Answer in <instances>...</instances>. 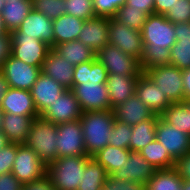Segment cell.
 I'll return each mask as SVG.
<instances>
[{"instance_id": "7bdbcfd3", "label": "cell", "mask_w": 190, "mask_h": 190, "mask_svg": "<svg viewBox=\"0 0 190 190\" xmlns=\"http://www.w3.org/2000/svg\"><path fill=\"white\" fill-rule=\"evenodd\" d=\"M23 184L10 172L0 174V190H22Z\"/></svg>"}, {"instance_id": "1f68e13d", "label": "cell", "mask_w": 190, "mask_h": 190, "mask_svg": "<svg viewBox=\"0 0 190 190\" xmlns=\"http://www.w3.org/2000/svg\"><path fill=\"white\" fill-rule=\"evenodd\" d=\"M183 179L175 168L156 170L144 190H182Z\"/></svg>"}, {"instance_id": "e575fe53", "label": "cell", "mask_w": 190, "mask_h": 190, "mask_svg": "<svg viewBox=\"0 0 190 190\" xmlns=\"http://www.w3.org/2000/svg\"><path fill=\"white\" fill-rule=\"evenodd\" d=\"M170 64L181 70L190 68V40H177L172 45Z\"/></svg>"}, {"instance_id": "6f0895ef", "label": "cell", "mask_w": 190, "mask_h": 190, "mask_svg": "<svg viewBox=\"0 0 190 190\" xmlns=\"http://www.w3.org/2000/svg\"><path fill=\"white\" fill-rule=\"evenodd\" d=\"M5 5V1L4 0H0V13L2 11V8L4 7Z\"/></svg>"}, {"instance_id": "681fc988", "label": "cell", "mask_w": 190, "mask_h": 190, "mask_svg": "<svg viewBox=\"0 0 190 190\" xmlns=\"http://www.w3.org/2000/svg\"><path fill=\"white\" fill-rule=\"evenodd\" d=\"M177 0H154V13L164 15Z\"/></svg>"}, {"instance_id": "4dcf8cb0", "label": "cell", "mask_w": 190, "mask_h": 190, "mask_svg": "<svg viewBox=\"0 0 190 190\" xmlns=\"http://www.w3.org/2000/svg\"><path fill=\"white\" fill-rule=\"evenodd\" d=\"M159 117L164 122L190 135V107L186 102L171 103Z\"/></svg>"}, {"instance_id": "e0dca14e", "label": "cell", "mask_w": 190, "mask_h": 190, "mask_svg": "<svg viewBox=\"0 0 190 190\" xmlns=\"http://www.w3.org/2000/svg\"><path fill=\"white\" fill-rule=\"evenodd\" d=\"M155 171V167L149 164L140 152L131 151L122 168L109 175L108 178H118L124 181L131 180L145 185Z\"/></svg>"}, {"instance_id": "816d5d0a", "label": "cell", "mask_w": 190, "mask_h": 190, "mask_svg": "<svg viewBox=\"0 0 190 190\" xmlns=\"http://www.w3.org/2000/svg\"><path fill=\"white\" fill-rule=\"evenodd\" d=\"M9 84L5 78V75L0 71V106L2 100L9 89Z\"/></svg>"}, {"instance_id": "83f0119b", "label": "cell", "mask_w": 190, "mask_h": 190, "mask_svg": "<svg viewBox=\"0 0 190 190\" xmlns=\"http://www.w3.org/2000/svg\"><path fill=\"white\" fill-rule=\"evenodd\" d=\"M108 176L106 169L94 157H88L77 190H100L106 186Z\"/></svg>"}, {"instance_id": "d6986e66", "label": "cell", "mask_w": 190, "mask_h": 190, "mask_svg": "<svg viewBox=\"0 0 190 190\" xmlns=\"http://www.w3.org/2000/svg\"><path fill=\"white\" fill-rule=\"evenodd\" d=\"M67 89L56 82L51 77L44 75L42 72L37 81L30 89L35 107L40 115L51 103L55 102L57 98Z\"/></svg>"}, {"instance_id": "3957f363", "label": "cell", "mask_w": 190, "mask_h": 190, "mask_svg": "<svg viewBox=\"0 0 190 190\" xmlns=\"http://www.w3.org/2000/svg\"><path fill=\"white\" fill-rule=\"evenodd\" d=\"M114 121L112 110H96L82 113L80 122L87 156L93 157L101 149L109 145L108 140Z\"/></svg>"}, {"instance_id": "bcb514c9", "label": "cell", "mask_w": 190, "mask_h": 190, "mask_svg": "<svg viewBox=\"0 0 190 190\" xmlns=\"http://www.w3.org/2000/svg\"><path fill=\"white\" fill-rule=\"evenodd\" d=\"M12 37L10 33L0 35V68L11 55Z\"/></svg>"}, {"instance_id": "ee69618b", "label": "cell", "mask_w": 190, "mask_h": 190, "mask_svg": "<svg viewBox=\"0 0 190 190\" xmlns=\"http://www.w3.org/2000/svg\"><path fill=\"white\" fill-rule=\"evenodd\" d=\"M174 168L183 180L190 181V151L175 162Z\"/></svg>"}, {"instance_id": "9c48e42d", "label": "cell", "mask_w": 190, "mask_h": 190, "mask_svg": "<svg viewBox=\"0 0 190 190\" xmlns=\"http://www.w3.org/2000/svg\"><path fill=\"white\" fill-rule=\"evenodd\" d=\"M108 41L110 45L116 46L122 52L132 55L139 62L141 61L144 45L140 31L127 27L113 17L110 18Z\"/></svg>"}, {"instance_id": "f546056e", "label": "cell", "mask_w": 190, "mask_h": 190, "mask_svg": "<svg viewBox=\"0 0 190 190\" xmlns=\"http://www.w3.org/2000/svg\"><path fill=\"white\" fill-rule=\"evenodd\" d=\"M130 152V149L107 145L93 157L106 169L107 174L111 175L122 168V166L125 164V161L129 158Z\"/></svg>"}, {"instance_id": "9f6ffc18", "label": "cell", "mask_w": 190, "mask_h": 190, "mask_svg": "<svg viewBox=\"0 0 190 190\" xmlns=\"http://www.w3.org/2000/svg\"><path fill=\"white\" fill-rule=\"evenodd\" d=\"M2 121H3V111L0 108V130L2 129Z\"/></svg>"}, {"instance_id": "f6af8a7d", "label": "cell", "mask_w": 190, "mask_h": 190, "mask_svg": "<svg viewBox=\"0 0 190 190\" xmlns=\"http://www.w3.org/2000/svg\"><path fill=\"white\" fill-rule=\"evenodd\" d=\"M22 190H56L47 175L34 182L23 184Z\"/></svg>"}, {"instance_id": "9a60e30c", "label": "cell", "mask_w": 190, "mask_h": 190, "mask_svg": "<svg viewBox=\"0 0 190 190\" xmlns=\"http://www.w3.org/2000/svg\"><path fill=\"white\" fill-rule=\"evenodd\" d=\"M135 95L155 114L161 115L172 103L144 72L136 83Z\"/></svg>"}, {"instance_id": "30bf717a", "label": "cell", "mask_w": 190, "mask_h": 190, "mask_svg": "<svg viewBox=\"0 0 190 190\" xmlns=\"http://www.w3.org/2000/svg\"><path fill=\"white\" fill-rule=\"evenodd\" d=\"M10 35L12 37L11 55L28 65L42 67L51 47L41 40L20 35L16 30Z\"/></svg>"}, {"instance_id": "ac0fdd59", "label": "cell", "mask_w": 190, "mask_h": 190, "mask_svg": "<svg viewBox=\"0 0 190 190\" xmlns=\"http://www.w3.org/2000/svg\"><path fill=\"white\" fill-rule=\"evenodd\" d=\"M110 18L94 17L84 21L78 40L97 53L109 44Z\"/></svg>"}, {"instance_id": "4fadbf2b", "label": "cell", "mask_w": 190, "mask_h": 190, "mask_svg": "<svg viewBox=\"0 0 190 190\" xmlns=\"http://www.w3.org/2000/svg\"><path fill=\"white\" fill-rule=\"evenodd\" d=\"M82 113L74 93L67 89L40 114V117L58 125L80 120Z\"/></svg>"}, {"instance_id": "680465c9", "label": "cell", "mask_w": 190, "mask_h": 190, "mask_svg": "<svg viewBox=\"0 0 190 190\" xmlns=\"http://www.w3.org/2000/svg\"><path fill=\"white\" fill-rule=\"evenodd\" d=\"M100 190H109L107 186H104L103 188H101Z\"/></svg>"}, {"instance_id": "cb8c5ba5", "label": "cell", "mask_w": 190, "mask_h": 190, "mask_svg": "<svg viewBox=\"0 0 190 190\" xmlns=\"http://www.w3.org/2000/svg\"><path fill=\"white\" fill-rule=\"evenodd\" d=\"M34 118L3 113L2 129L10 143L25 144Z\"/></svg>"}, {"instance_id": "ab89813d", "label": "cell", "mask_w": 190, "mask_h": 190, "mask_svg": "<svg viewBox=\"0 0 190 190\" xmlns=\"http://www.w3.org/2000/svg\"><path fill=\"white\" fill-rule=\"evenodd\" d=\"M126 0H93L96 17L113 18Z\"/></svg>"}, {"instance_id": "d4e9b609", "label": "cell", "mask_w": 190, "mask_h": 190, "mask_svg": "<svg viewBox=\"0 0 190 190\" xmlns=\"http://www.w3.org/2000/svg\"><path fill=\"white\" fill-rule=\"evenodd\" d=\"M84 21L81 18L69 14H63L54 19V47L60 43L78 40Z\"/></svg>"}, {"instance_id": "f907efd6", "label": "cell", "mask_w": 190, "mask_h": 190, "mask_svg": "<svg viewBox=\"0 0 190 190\" xmlns=\"http://www.w3.org/2000/svg\"><path fill=\"white\" fill-rule=\"evenodd\" d=\"M185 101L190 100V68L182 70Z\"/></svg>"}, {"instance_id": "603a6c76", "label": "cell", "mask_w": 190, "mask_h": 190, "mask_svg": "<svg viewBox=\"0 0 190 190\" xmlns=\"http://www.w3.org/2000/svg\"><path fill=\"white\" fill-rule=\"evenodd\" d=\"M138 77L108 74L106 85L109 92L110 110L135 95Z\"/></svg>"}, {"instance_id": "91938a15", "label": "cell", "mask_w": 190, "mask_h": 190, "mask_svg": "<svg viewBox=\"0 0 190 190\" xmlns=\"http://www.w3.org/2000/svg\"><path fill=\"white\" fill-rule=\"evenodd\" d=\"M187 104H188V106L190 107V100H187V101H185Z\"/></svg>"}, {"instance_id": "7402d4cb", "label": "cell", "mask_w": 190, "mask_h": 190, "mask_svg": "<svg viewBox=\"0 0 190 190\" xmlns=\"http://www.w3.org/2000/svg\"><path fill=\"white\" fill-rule=\"evenodd\" d=\"M115 120L134 126L150 119L154 113L136 95L112 109Z\"/></svg>"}, {"instance_id": "ba28073f", "label": "cell", "mask_w": 190, "mask_h": 190, "mask_svg": "<svg viewBox=\"0 0 190 190\" xmlns=\"http://www.w3.org/2000/svg\"><path fill=\"white\" fill-rule=\"evenodd\" d=\"M11 173L22 183H30L46 175V164L26 144L17 143V153Z\"/></svg>"}, {"instance_id": "7c38bea8", "label": "cell", "mask_w": 190, "mask_h": 190, "mask_svg": "<svg viewBox=\"0 0 190 190\" xmlns=\"http://www.w3.org/2000/svg\"><path fill=\"white\" fill-rule=\"evenodd\" d=\"M0 71L5 75L10 88L30 90L41 74V67L28 65L10 55Z\"/></svg>"}, {"instance_id": "f5cc1de1", "label": "cell", "mask_w": 190, "mask_h": 190, "mask_svg": "<svg viewBox=\"0 0 190 190\" xmlns=\"http://www.w3.org/2000/svg\"><path fill=\"white\" fill-rule=\"evenodd\" d=\"M10 142L8 141L5 134L0 130V150L6 147Z\"/></svg>"}, {"instance_id": "74e56055", "label": "cell", "mask_w": 190, "mask_h": 190, "mask_svg": "<svg viewBox=\"0 0 190 190\" xmlns=\"http://www.w3.org/2000/svg\"><path fill=\"white\" fill-rule=\"evenodd\" d=\"M33 9L43 13L49 19H56L65 14V0H32Z\"/></svg>"}, {"instance_id": "c3c4849f", "label": "cell", "mask_w": 190, "mask_h": 190, "mask_svg": "<svg viewBox=\"0 0 190 190\" xmlns=\"http://www.w3.org/2000/svg\"><path fill=\"white\" fill-rule=\"evenodd\" d=\"M176 40H190V23H176L174 24Z\"/></svg>"}, {"instance_id": "836d02e7", "label": "cell", "mask_w": 190, "mask_h": 190, "mask_svg": "<svg viewBox=\"0 0 190 190\" xmlns=\"http://www.w3.org/2000/svg\"><path fill=\"white\" fill-rule=\"evenodd\" d=\"M147 16L148 15L142 11V9L132 8V6L124 4L119 10H117L114 18L118 22L125 24L127 27L141 31Z\"/></svg>"}, {"instance_id": "484cf974", "label": "cell", "mask_w": 190, "mask_h": 190, "mask_svg": "<svg viewBox=\"0 0 190 190\" xmlns=\"http://www.w3.org/2000/svg\"><path fill=\"white\" fill-rule=\"evenodd\" d=\"M32 9V0H12L5 2L1 15L8 32L11 33L17 30Z\"/></svg>"}, {"instance_id": "8d00e7d4", "label": "cell", "mask_w": 190, "mask_h": 190, "mask_svg": "<svg viewBox=\"0 0 190 190\" xmlns=\"http://www.w3.org/2000/svg\"><path fill=\"white\" fill-rule=\"evenodd\" d=\"M65 14H69L83 20L96 17L93 0H65Z\"/></svg>"}, {"instance_id": "5bb4252c", "label": "cell", "mask_w": 190, "mask_h": 190, "mask_svg": "<svg viewBox=\"0 0 190 190\" xmlns=\"http://www.w3.org/2000/svg\"><path fill=\"white\" fill-rule=\"evenodd\" d=\"M156 139L175 162L190 151V135L164 122L160 117L156 124Z\"/></svg>"}, {"instance_id": "d590c367", "label": "cell", "mask_w": 190, "mask_h": 190, "mask_svg": "<svg viewBox=\"0 0 190 190\" xmlns=\"http://www.w3.org/2000/svg\"><path fill=\"white\" fill-rule=\"evenodd\" d=\"M131 134L132 126L115 120L108 140L109 145L129 149Z\"/></svg>"}, {"instance_id": "f35d334b", "label": "cell", "mask_w": 190, "mask_h": 190, "mask_svg": "<svg viewBox=\"0 0 190 190\" xmlns=\"http://www.w3.org/2000/svg\"><path fill=\"white\" fill-rule=\"evenodd\" d=\"M164 16L173 24L190 23V0H177Z\"/></svg>"}, {"instance_id": "11a10c76", "label": "cell", "mask_w": 190, "mask_h": 190, "mask_svg": "<svg viewBox=\"0 0 190 190\" xmlns=\"http://www.w3.org/2000/svg\"><path fill=\"white\" fill-rule=\"evenodd\" d=\"M182 190H190V181L183 180Z\"/></svg>"}, {"instance_id": "f1b7e54d", "label": "cell", "mask_w": 190, "mask_h": 190, "mask_svg": "<svg viewBox=\"0 0 190 190\" xmlns=\"http://www.w3.org/2000/svg\"><path fill=\"white\" fill-rule=\"evenodd\" d=\"M158 115H153L150 119L142 121L132 126L131 140L129 143L130 151H140L148 143L156 139V124Z\"/></svg>"}, {"instance_id": "7a4b0ae2", "label": "cell", "mask_w": 190, "mask_h": 190, "mask_svg": "<svg viewBox=\"0 0 190 190\" xmlns=\"http://www.w3.org/2000/svg\"><path fill=\"white\" fill-rule=\"evenodd\" d=\"M140 32L144 45L139 62L142 72L170 64V48L177 41L174 24L164 15L153 13L147 16Z\"/></svg>"}, {"instance_id": "db71d44e", "label": "cell", "mask_w": 190, "mask_h": 190, "mask_svg": "<svg viewBox=\"0 0 190 190\" xmlns=\"http://www.w3.org/2000/svg\"><path fill=\"white\" fill-rule=\"evenodd\" d=\"M9 33L7 28L5 27L4 21L2 19V15L0 13V35H4Z\"/></svg>"}, {"instance_id": "4316f807", "label": "cell", "mask_w": 190, "mask_h": 190, "mask_svg": "<svg viewBox=\"0 0 190 190\" xmlns=\"http://www.w3.org/2000/svg\"><path fill=\"white\" fill-rule=\"evenodd\" d=\"M73 66L95 59L96 53L79 40H73L56 45L53 48Z\"/></svg>"}, {"instance_id": "60d3db41", "label": "cell", "mask_w": 190, "mask_h": 190, "mask_svg": "<svg viewBox=\"0 0 190 190\" xmlns=\"http://www.w3.org/2000/svg\"><path fill=\"white\" fill-rule=\"evenodd\" d=\"M17 153V143H9L0 150V174L10 173Z\"/></svg>"}, {"instance_id": "2e32d148", "label": "cell", "mask_w": 190, "mask_h": 190, "mask_svg": "<svg viewBox=\"0 0 190 190\" xmlns=\"http://www.w3.org/2000/svg\"><path fill=\"white\" fill-rule=\"evenodd\" d=\"M16 31L20 35L41 40L51 48H54L53 20L43 13L32 9Z\"/></svg>"}, {"instance_id": "44dd1931", "label": "cell", "mask_w": 190, "mask_h": 190, "mask_svg": "<svg viewBox=\"0 0 190 190\" xmlns=\"http://www.w3.org/2000/svg\"><path fill=\"white\" fill-rule=\"evenodd\" d=\"M41 72L58 82L66 89H72L74 66L65 60L53 48L47 53V57L41 67Z\"/></svg>"}, {"instance_id": "5b68a950", "label": "cell", "mask_w": 190, "mask_h": 190, "mask_svg": "<svg viewBox=\"0 0 190 190\" xmlns=\"http://www.w3.org/2000/svg\"><path fill=\"white\" fill-rule=\"evenodd\" d=\"M56 142L57 124L40 116L35 118L25 144L34 150L46 165L58 158Z\"/></svg>"}, {"instance_id": "52a82bcc", "label": "cell", "mask_w": 190, "mask_h": 190, "mask_svg": "<svg viewBox=\"0 0 190 190\" xmlns=\"http://www.w3.org/2000/svg\"><path fill=\"white\" fill-rule=\"evenodd\" d=\"M95 58L105 66L108 74L139 76L142 73L136 58L110 44L101 48Z\"/></svg>"}, {"instance_id": "8fae6325", "label": "cell", "mask_w": 190, "mask_h": 190, "mask_svg": "<svg viewBox=\"0 0 190 190\" xmlns=\"http://www.w3.org/2000/svg\"><path fill=\"white\" fill-rule=\"evenodd\" d=\"M58 158L68 156H87L80 120L57 125Z\"/></svg>"}, {"instance_id": "6da1fadb", "label": "cell", "mask_w": 190, "mask_h": 190, "mask_svg": "<svg viewBox=\"0 0 190 190\" xmlns=\"http://www.w3.org/2000/svg\"><path fill=\"white\" fill-rule=\"evenodd\" d=\"M108 72L96 58L74 66L72 92L82 112L110 110L106 81Z\"/></svg>"}, {"instance_id": "d6a6232c", "label": "cell", "mask_w": 190, "mask_h": 190, "mask_svg": "<svg viewBox=\"0 0 190 190\" xmlns=\"http://www.w3.org/2000/svg\"><path fill=\"white\" fill-rule=\"evenodd\" d=\"M139 152L156 170L171 169L175 167V161L157 139L148 143Z\"/></svg>"}, {"instance_id": "7dc6e473", "label": "cell", "mask_w": 190, "mask_h": 190, "mask_svg": "<svg viewBox=\"0 0 190 190\" xmlns=\"http://www.w3.org/2000/svg\"><path fill=\"white\" fill-rule=\"evenodd\" d=\"M126 5L142 9L148 16L154 13V0H126Z\"/></svg>"}, {"instance_id": "ffe728a7", "label": "cell", "mask_w": 190, "mask_h": 190, "mask_svg": "<svg viewBox=\"0 0 190 190\" xmlns=\"http://www.w3.org/2000/svg\"><path fill=\"white\" fill-rule=\"evenodd\" d=\"M0 108L3 113L39 117L30 90L9 88L5 94Z\"/></svg>"}, {"instance_id": "8992f818", "label": "cell", "mask_w": 190, "mask_h": 190, "mask_svg": "<svg viewBox=\"0 0 190 190\" xmlns=\"http://www.w3.org/2000/svg\"><path fill=\"white\" fill-rule=\"evenodd\" d=\"M144 73L157 85L172 102H185L182 70L168 64L149 68Z\"/></svg>"}, {"instance_id": "277c9868", "label": "cell", "mask_w": 190, "mask_h": 190, "mask_svg": "<svg viewBox=\"0 0 190 190\" xmlns=\"http://www.w3.org/2000/svg\"><path fill=\"white\" fill-rule=\"evenodd\" d=\"M88 157H62L46 165V175L56 190L78 189Z\"/></svg>"}, {"instance_id": "b9f144b4", "label": "cell", "mask_w": 190, "mask_h": 190, "mask_svg": "<svg viewBox=\"0 0 190 190\" xmlns=\"http://www.w3.org/2000/svg\"><path fill=\"white\" fill-rule=\"evenodd\" d=\"M106 186L109 190H144L145 185L141 182L131 180H121L118 178H108Z\"/></svg>"}]
</instances>
